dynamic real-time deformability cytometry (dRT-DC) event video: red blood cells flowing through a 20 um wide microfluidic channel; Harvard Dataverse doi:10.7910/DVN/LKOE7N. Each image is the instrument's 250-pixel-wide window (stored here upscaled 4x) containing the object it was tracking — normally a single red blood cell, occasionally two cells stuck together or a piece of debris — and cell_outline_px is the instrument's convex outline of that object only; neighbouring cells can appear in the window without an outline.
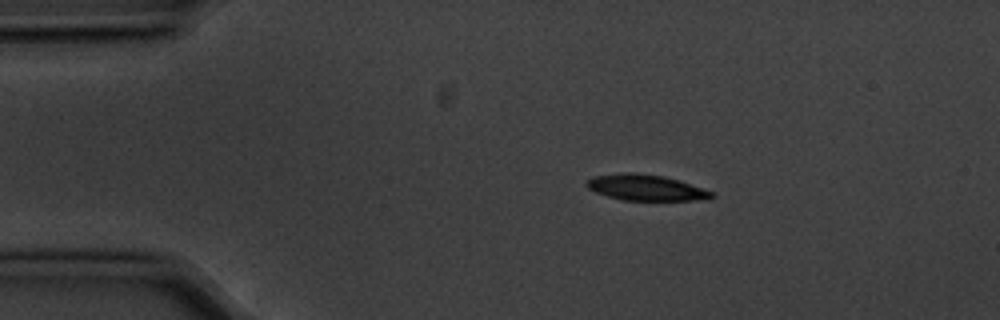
{"species": "common noctule bat (a hibernating species)", "species_latin": "Nyctalus noctula", "temperature_condition": "cold", "stored_images_in_passage": 3, "camera_frame_rate_fps": 3000, "um_per_image_px": 0.085, "animal": {"sex": "male", "body_mass_g": 20.1, "forearm_length_mm": 53.5}, "frame": {"image": 1, "passage_image": 1, "time_ms": 0.0, "image_size_px": [1000, 320], "cell_outline_px": [[716, 196], [696, 200], [624, 200], [608, 196], [596, 192], [588, 188], [584, 184], [588, 180], [596, 176], [624, 172], [632, 172], [664, 176], [680, 180], [712, 192]], "centroid_in_image_um": [54.88, 15.94], "position_along_channel_um": 30.1, "area_um2": 18.61}}